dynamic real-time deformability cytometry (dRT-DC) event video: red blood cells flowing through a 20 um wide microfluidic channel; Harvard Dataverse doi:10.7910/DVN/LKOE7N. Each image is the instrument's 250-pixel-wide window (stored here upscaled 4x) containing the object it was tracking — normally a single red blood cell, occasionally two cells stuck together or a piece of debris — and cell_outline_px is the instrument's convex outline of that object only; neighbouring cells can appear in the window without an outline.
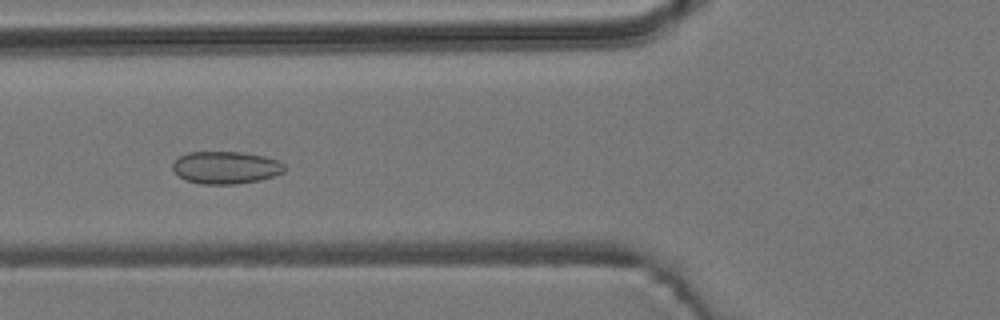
{"species": "common noctule bat (a hibernating species)", "species_latin": "Nyctalus noctula", "temperature_condition": "room temperature", "stored_images_in_passage": 54, "camera_frame_rate_fps": 3000, "um_per_image_px": 0.085, "animal": {"sex": "male", "body_mass_g": 19.2, "forearm_length_mm": 51.8}, "frame": {"image": 1, "passage_image": 20, "time_ms": 6.333, "image_size_px": [1000, 320], "cell_outline_px": [[284, 172], [260, 180], [236, 184], [200, 184], [188, 180], [180, 176], [172, 168], [172, 164], [180, 156], [188, 152], [240, 152], [264, 156], [276, 160], [284, 164]], "centroid_in_image_um": [19.19, 14.24], "position_along_channel_um": 106.6, "area_um2": 20.92}}
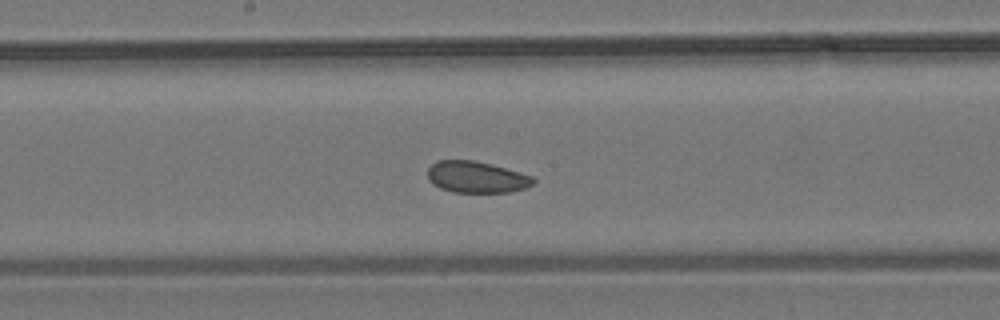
{"frame": {"image": 2, "passage_image": 28, "time_ms": 9.0, "image_size_px": [1000, 320], "cell_outline_px": [[536, 180], [532, 184], [524, 188], [508, 192], [452, 192], [440, 188], [432, 184], [428, 180], [428, 168], [436, 160], [472, 160], [492, 164], [532, 176]], "centroid_in_image_um": [40.46, 15.05], "position_along_channel_um": 207.7, "area_um2": 19.36}}
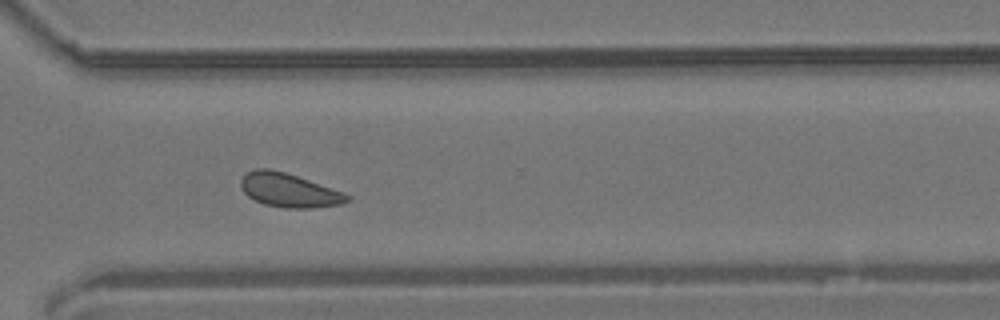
{"frame": {"image": 3, "passage_image": 39, "time_ms": 12.667, "image_size_px": [1000, 320], "cell_outline_px": [[352, 196], [348, 200], [340, 204], [312, 208], [288, 208], [264, 204], [248, 196], [240, 188], [240, 180], [248, 172], [256, 168], [268, 168], [284, 172], [344, 192]], "centroid_in_image_um": [24.55, 16.17], "position_along_channel_um": 346.0, "area_um2": 20.75}}